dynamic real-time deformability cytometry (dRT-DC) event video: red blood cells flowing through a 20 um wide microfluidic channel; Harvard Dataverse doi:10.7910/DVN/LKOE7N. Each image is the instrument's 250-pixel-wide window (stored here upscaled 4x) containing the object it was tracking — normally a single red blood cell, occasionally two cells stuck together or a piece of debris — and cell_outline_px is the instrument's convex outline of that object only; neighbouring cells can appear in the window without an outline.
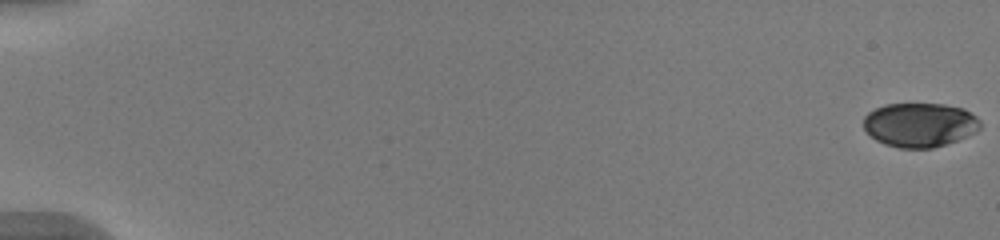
{"species": "human", "species_latin": "Homo sapiens", "temperature_condition": "warm", "stored_images_in_passage": 39, "camera_frame_rate_fps": 3000, "um_per_image_px": 0.085, "donor": {"sex": "male"}, "frame": {"image": 1, "passage_image": 1, "time_ms": 0.0, "image_size_px": [1000, 240], "cell_outline_px": [[980, 128], [976, 132], [968, 136], [932, 148], [900, 148], [884, 144], [876, 140], [864, 128], [864, 116], [868, 112], [884, 104], [944, 104], [964, 108], [976, 116], [980, 120]], "centroid_in_image_um": [78.19, 10.6], "position_along_channel_um": 6.8, "area_um2": 30.06}}
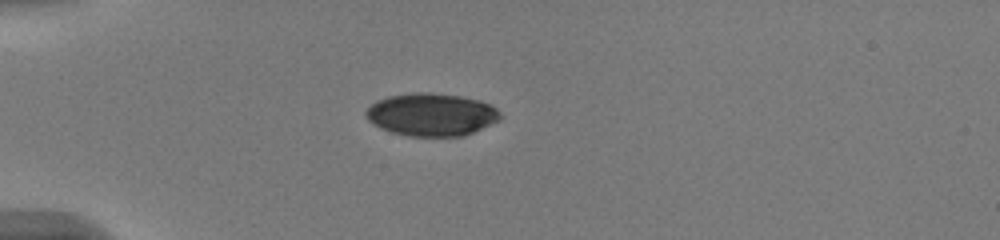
{"frame": {"image": 2, "passage_image": 27, "time_ms": 5.0, "image_size_px": [1000, 240], "cell_outline_px": [[500, 120], [464, 136], [408, 136], [392, 132], [380, 128], [372, 124], [364, 116], [364, 112], [376, 100], [388, 96], [412, 92], [432, 92], [460, 96], [480, 100], [496, 108], [500, 112]], "centroid_in_image_um": [36.64, 9.73], "position_along_channel_um": 48.4, "area_um2": 33.64}}
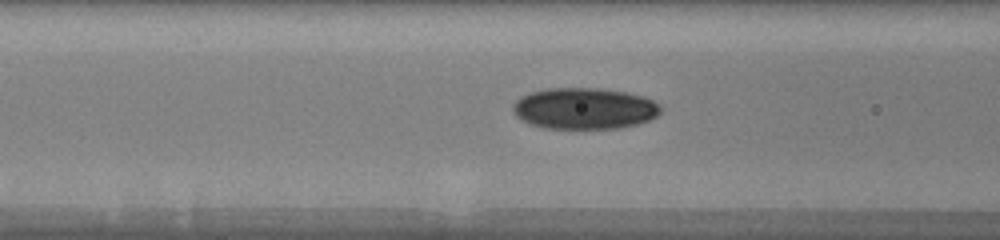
{"frame": {"image": 3, "passage_image": 39, "time_ms": 7.333, "image_size_px": [1000, 240], "cell_outline_px": [[664, 108], [652, 120], [620, 128], [544, 128], [528, 124], [520, 120], [512, 112], [512, 104], [520, 96], [528, 92], [544, 88], [604, 88], [628, 92], [644, 96], [660, 104]], "centroid_in_image_um": [49.66, 9.21], "position_along_channel_um": 116.9, "area_um2": 36.3}}